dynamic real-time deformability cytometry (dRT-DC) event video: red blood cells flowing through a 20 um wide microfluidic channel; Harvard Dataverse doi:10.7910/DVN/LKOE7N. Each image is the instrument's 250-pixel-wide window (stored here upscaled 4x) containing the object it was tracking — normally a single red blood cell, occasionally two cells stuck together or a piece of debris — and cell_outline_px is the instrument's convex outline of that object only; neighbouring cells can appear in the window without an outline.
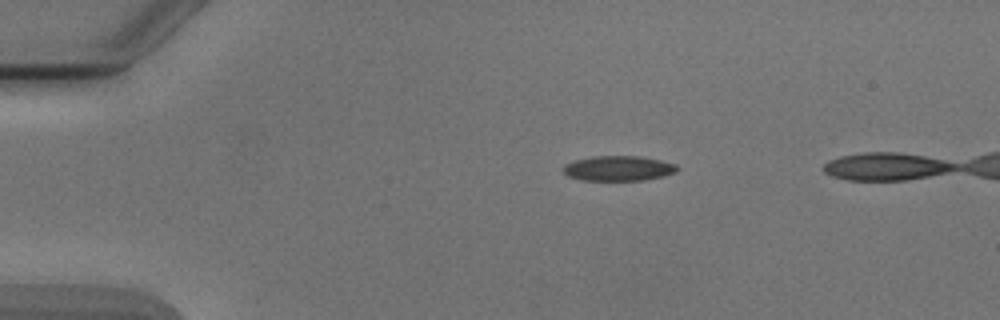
{"species": "Egyptian fruit bat (a non-hibernating species)", "species_latin": "Rousettus aegyptiacus", "temperature_condition": "cold", "stored_images_in_passage": 2, "camera_frame_rate_fps": 3000, "um_per_image_px": 0.085, "animal": {"sex": "male"}, "frame": {"image": 1, "passage_image": 1, "time_ms": 0.0, "image_size_px": [1000, 320], "cell_outline_px": [[680, 168], [676, 172], [664, 176], [644, 180], [580, 180], [568, 176], [560, 168], [564, 164], [576, 160], [592, 156], [640, 156], [660, 160], [676, 164]], "centroid_in_image_um": [52.56, 14.31], "position_along_channel_um": 32.4, "area_um2": 16.76}}